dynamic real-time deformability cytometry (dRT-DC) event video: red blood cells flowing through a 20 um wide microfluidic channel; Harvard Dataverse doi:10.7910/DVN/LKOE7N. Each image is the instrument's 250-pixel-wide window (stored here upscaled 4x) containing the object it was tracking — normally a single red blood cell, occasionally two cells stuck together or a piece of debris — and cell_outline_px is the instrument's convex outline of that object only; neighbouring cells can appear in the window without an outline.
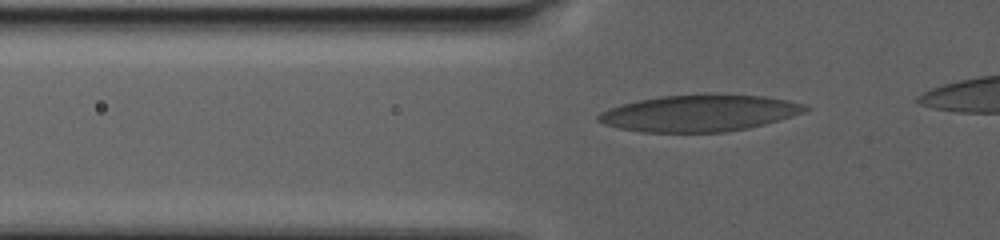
{"species": "human", "species_latin": "Homo sapiens", "temperature_condition": "warm", "stored_images_in_passage": 12, "segment_of_instrument_passage": [1, 2], "camera_frame_rate_fps": 3000, "um_per_image_px": 0.085, "donor": {"sex": "male"}, "frame": {"image": 1, "passage_image": 7, "time_ms": 3.333, "image_size_px": [1000, 240], "cell_outline_px": [[812, 108], [804, 112], [792, 116], [764, 124], [748, 128], [724, 132], [644, 132], [620, 128], [604, 124], [596, 120], [596, 116], [600, 112], [608, 108], [640, 100], [660, 96], [768, 96], [788, 100], [804, 104]], "centroid_in_image_um": [59.44, 9.64], "position_along_channel_um": 66.4, "area_um2": 43.23}}